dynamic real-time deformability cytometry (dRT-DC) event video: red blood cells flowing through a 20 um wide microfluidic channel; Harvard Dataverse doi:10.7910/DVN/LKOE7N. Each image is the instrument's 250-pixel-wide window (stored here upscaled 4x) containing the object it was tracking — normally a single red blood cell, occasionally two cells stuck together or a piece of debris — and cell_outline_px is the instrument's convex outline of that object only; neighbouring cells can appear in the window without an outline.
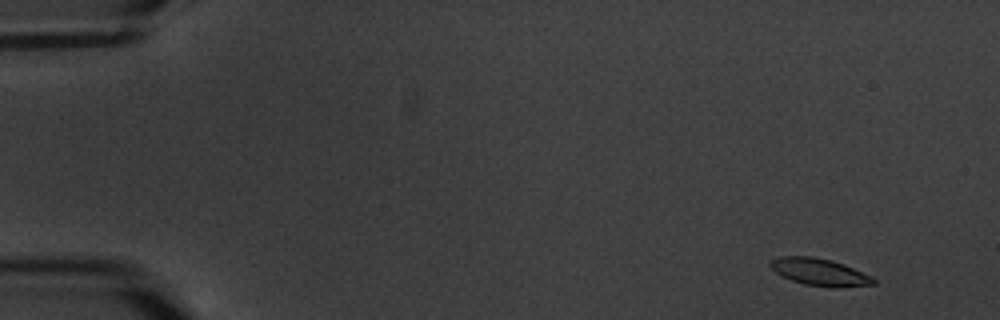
{"species": "common noctule bat (a hibernating species)", "species_latin": "Nyctalus noctula", "temperature_condition": "warm", "stored_images_in_passage": 4, "camera_frame_rate_fps": 3000, "um_per_image_px": 0.085, "animal": {"sex": "male", "body_mass_g": 20.1, "forearm_length_mm": 53.5}, "frame": {"image": 1, "passage_image": 1, "time_ms": 0.0, "image_size_px": [1000, 320], "cell_outline_px": [[876, 284], [836, 288], [804, 284], [792, 280], [776, 272], [768, 264], [768, 260], [780, 256], [812, 256], [832, 260], [844, 264], [872, 276], [876, 280]], "centroid_in_image_um": [69.68, 23.11], "position_along_channel_um": 15.3, "area_um2": 16.42}}
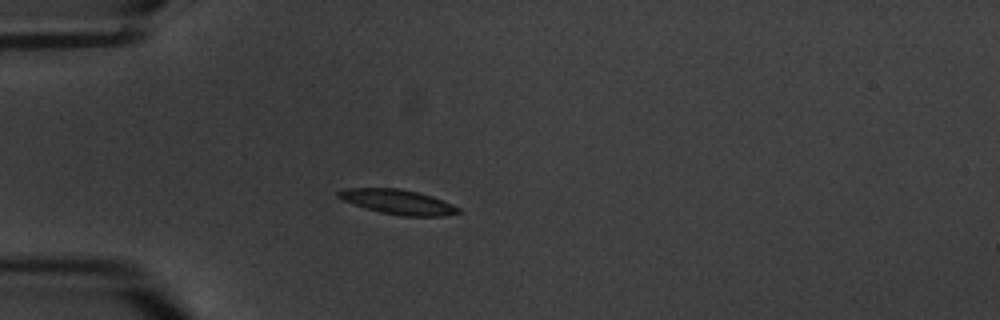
{"frame": {"image": 2, "passage_image": 4, "time_ms": 4.333, "image_size_px": [1000, 320], "cell_outline_px": [[460, 212], [444, 216], [400, 216], [380, 212], [364, 208], [344, 200], [336, 196], [336, 192], [344, 188], [400, 188], [432, 196], [452, 204], [460, 208]], "centroid_in_image_um": [33.8, 17.16], "position_along_channel_um": 51.2, "area_um2": 17.28}}